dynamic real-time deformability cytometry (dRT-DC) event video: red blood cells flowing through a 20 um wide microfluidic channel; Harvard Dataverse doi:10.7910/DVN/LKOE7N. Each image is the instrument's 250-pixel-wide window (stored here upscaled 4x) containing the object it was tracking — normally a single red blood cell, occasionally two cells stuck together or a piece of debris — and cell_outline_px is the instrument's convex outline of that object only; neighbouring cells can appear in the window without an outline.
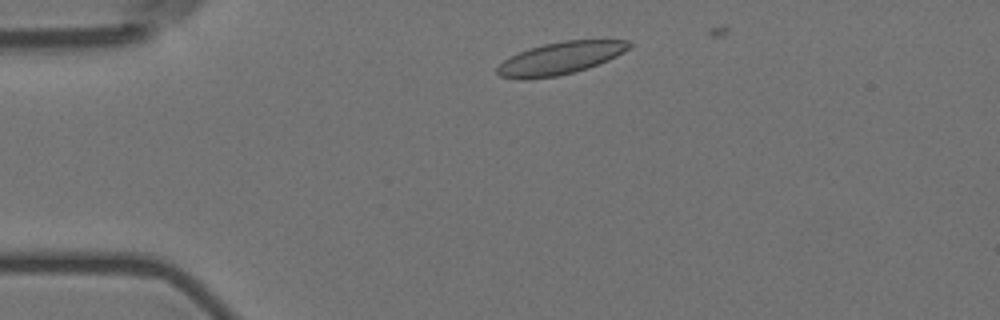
{"species": "Egyptian fruit bat (a non-hibernating species)", "species_latin": "Rousettus aegyptiacus", "temperature_condition": "room temperature", "stored_images_in_passage": 4, "camera_frame_rate_fps": 3000, "um_per_image_px": 0.085, "animal": {"sex": "female"}, "frame": {"image": 1, "passage_image": 1, "time_ms": 0.0, "image_size_px": [1000, 320], "cell_outline_px": [[632, 44], [624, 52], [608, 60], [588, 68], [556, 76], [524, 80], [520, 80], [500, 76], [496, 72], [496, 68], [504, 60], [528, 48], [544, 44], [564, 40], [628, 40]], "centroid_in_image_um": [47.6, 4.95], "position_along_channel_um": 37.4, "area_um2": 24.74}}
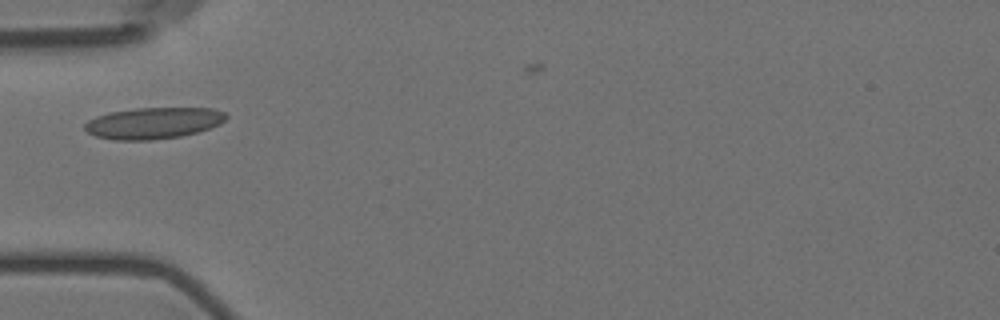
{"frame": {"image": 2, "passage_image": 3, "time_ms": 0.667, "image_size_px": [1000, 320], "cell_outline_px": [[228, 116], [220, 124], [196, 132], [180, 136], [152, 140], [116, 140], [96, 136], [88, 132], [84, 128], [84, 124], [88, 120], [96, 116], [108, 112], [136, 108], [212, 108], [224, 112]], "centroid_in_image_um": [13.02, 10.45], "position_along_channel_um": 72.0, "area_um2": 25.78}}